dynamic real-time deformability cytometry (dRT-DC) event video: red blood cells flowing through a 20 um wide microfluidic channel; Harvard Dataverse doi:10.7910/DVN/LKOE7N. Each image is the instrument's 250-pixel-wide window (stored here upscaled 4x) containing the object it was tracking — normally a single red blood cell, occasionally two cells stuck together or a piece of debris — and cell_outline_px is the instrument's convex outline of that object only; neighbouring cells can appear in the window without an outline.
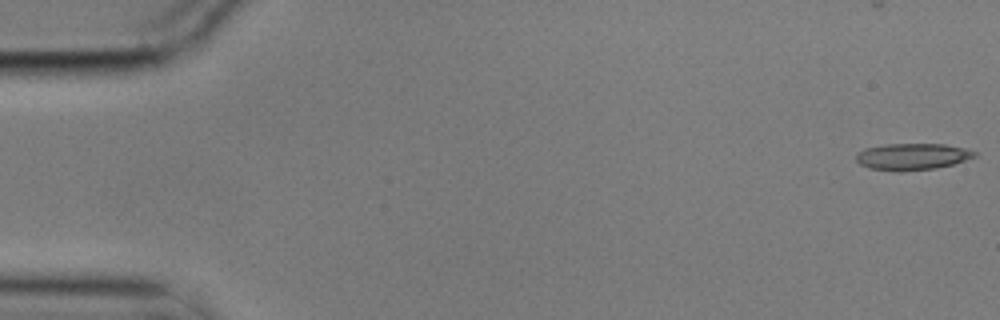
{"species": "common noctule bat (a hibernating species)", "species_latin": "Nyctalus noctula", "temperature_condition": "cold", "stored_images_in_passage": 5, "camera_frame_rate_fps": 3000, "um_per_image_px": 0.085, "animal": {"sex": "male", "body_mass_g": 17.9}, "frame": {"image": 1, "passage_image": 1, "time_ms": 0.0, "image_size_px": [1000, 320], "cell_outline_px": [[976, 156], [952, 164], [936, 168], [900, 172], [896, 172], [868, 168], [860, 164], [856, 160], [856, 152], [864, 148], [884, 144], [944, 144], [968, 148], [976, 152]], "centroid_in_image_um": [77.5, 13.31], "position_along_channel_um": 7.5, "area_um2": 18.61}}
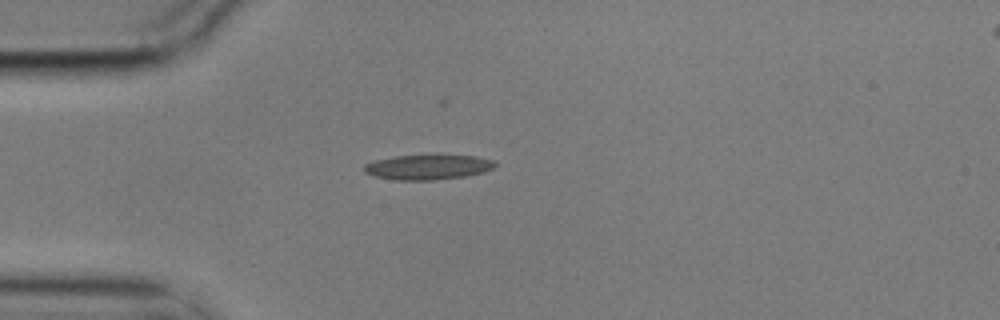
{"frame": {"image": 2, "passage_image": 5, "time_ms": 1.333, "image_size_px": [1000, 320], "cell_outline_px": [[496, 164], [492, 168], [484, 172], [468, 176], [432, 180], [396, 180], [376, 176], [364, 172], [364, 164], [376, 160], [392, 156], [476, 156], [492, 160]], "centroid_in_image_um": [36.36, 14.21], "position_along_channel_um": 48.6, "area_um2": 18.73}}